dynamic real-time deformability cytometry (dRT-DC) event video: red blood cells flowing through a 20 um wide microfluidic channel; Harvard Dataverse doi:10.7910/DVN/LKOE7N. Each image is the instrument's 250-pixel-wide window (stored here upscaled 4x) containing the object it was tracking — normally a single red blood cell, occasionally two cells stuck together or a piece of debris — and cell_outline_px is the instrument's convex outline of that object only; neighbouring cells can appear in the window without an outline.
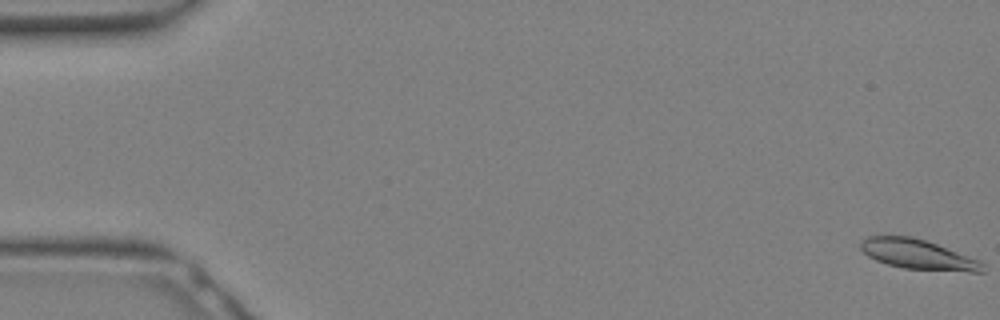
{"species": "Egyptian fruit bat (a non-hibernating species)", "species_latin": "Rousettus aegyptiacus", "temperature_condition": "warm", "stored_images_in_passage": 31, "camera_frame_rate_fps": 3000, "um_per_image_px": 0.085, "animal": {"sex": "female"}, "frame": {"image": 1, "passage_image": 1, "time_ms": 0.0, "image_size_px": [1000, 320], "cell_outline_px": [[984, 272], [968, 272], [904, 268], [888, 264], [876, 260], [868, 256], [860, 248], [860, 240], [868, 236], [912, 236], [936, 244], [980, 260], [984, 264]], "centroid_in_image_um": [78.03, 21.63], "position_along_channel_um": 7.0, "area_um2": 21.15}}
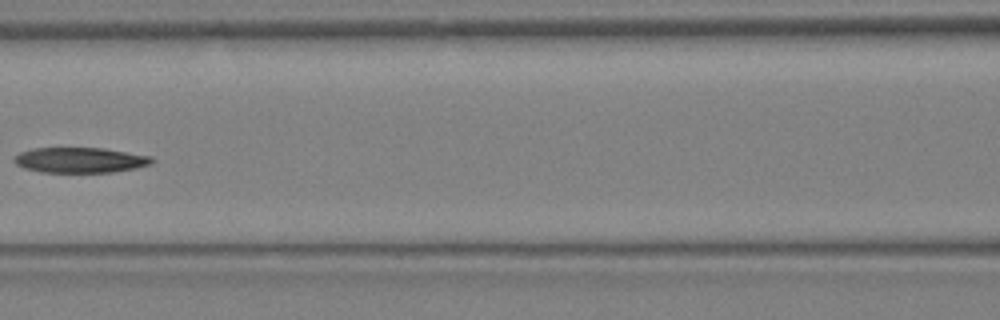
{"frame": {"image": 2, "passage_image": 15, "time_ms": 4.667, "image_size_px": [1000, 320], "cell_outline_px": [[156, 160], [152, 164], [136, 168], [112, 172], [40, 172], [24, 168], [16, 164], [12, 160], [20, 152], [32, 148], [104, 148], [152, 156]], "centroid_in_image_um": [6.84, 13.6], "position_along_channel_um": 159.8, "area_um2": 20.46}}
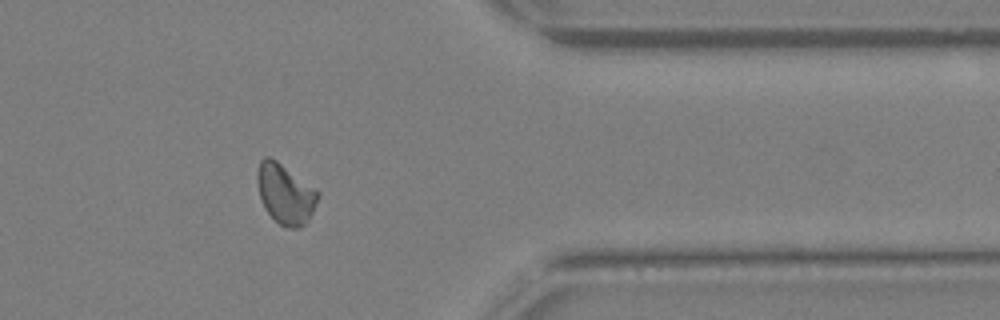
{"frame": {"image": 3, "passage_image": 26, "time_ms": 8.333, "image_size_px": [1000, 320], "cell_outline_px": [[320, 196], [308, 220], [300, 228], [288, 228], [280, 224], [264, 208], [260, 196], [256, 180], [256, 172], [260, 160], [264, 156], [268, 156], [276, 160], [316, 188], [320, 192]], "centroid_in_image_um": [24.25, 16.46], "position_along_channel_um": 387.1, "area_um2": 21.27}}